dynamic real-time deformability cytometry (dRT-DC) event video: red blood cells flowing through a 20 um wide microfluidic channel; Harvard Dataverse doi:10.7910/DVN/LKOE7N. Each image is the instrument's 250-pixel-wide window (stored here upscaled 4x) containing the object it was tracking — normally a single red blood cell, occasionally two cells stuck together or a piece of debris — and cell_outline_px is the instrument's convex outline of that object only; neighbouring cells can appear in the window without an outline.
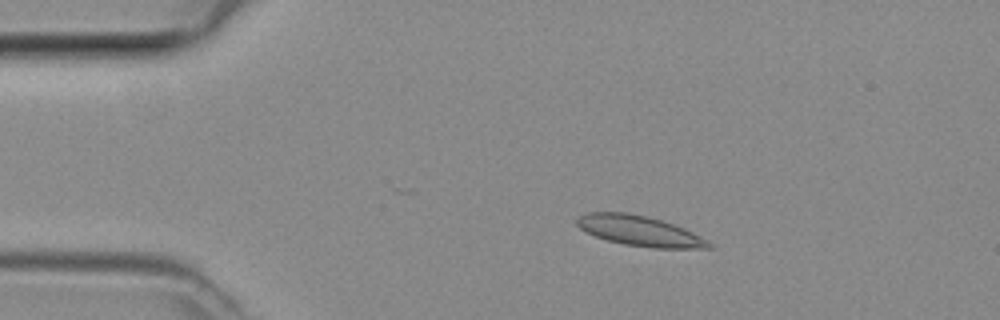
{"species": "common noctule bat (a hibernating species)", "species_latin": "Nyctalus noctula", "temperature_condition": "room temperature", "stored_images_in_passage": 4, "camera_frame_rate_fps": 3000, "um_per_image_px": 0.085, "animal": {"sex": "female", "body_mass_g": 29.2, "forearm_length_mm": 56.3}, "frame": {"image": 1, "passage_image": 2, "time_ms": 0.333, "image_size_px": [1000, 320], "cell_outline_px": [[716, 248], [652, 248], [624, 244], [608, 240], [584, 232], [576, 224], [576, 216], [588, 212], [628, 212], [660, 220], [684, 228], [708, 240]], "centroid_in_image_um": [54.34, 19.62], "position_along_channel_um": 30.7, "area_um2": 23.24}}
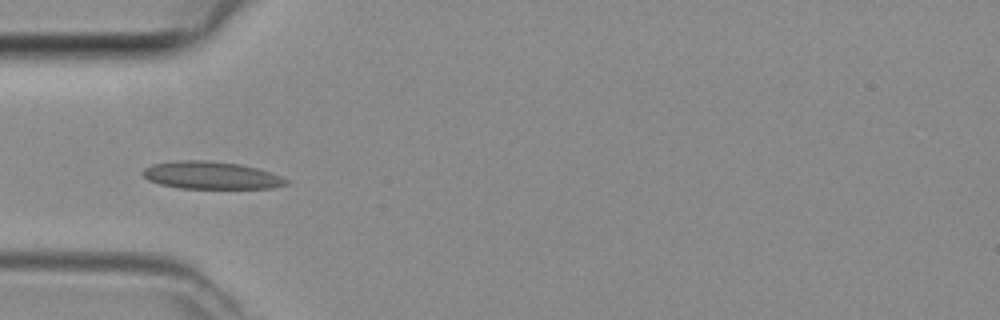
{"frame": {"image": 2, "passage_image": 3, "time_ms": 0.667, "image_size_px": [1000, 320], "cell_outline_px": [[288, 184], [272, 188], [180, 188], [160, 184], [148, 180], [140, 172], [144, 168], [152, 164], [172, 160], [208, 160], [240, 164], [256, 168], [280, 176], [288, 180]], "centroid_in_image_um": [17.89, 14.89], "position_along_channel_um": 67.1, "area_um2": 23.0}}
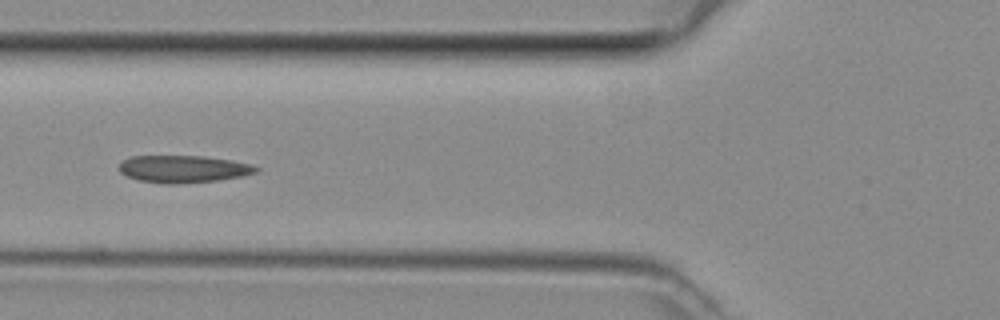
{"frame": {"image": 3, "passage_image": 4, "time_ms": 1.0, "image_size_px": [1000, 320], "cell_outline_px": [[260, 168], [256, 172], [240, 176], [216, 180], [172, 184], [164, 184], [140, 180], [128, 176], [120, 172], [120, 164], [124, 160], [132, 156], [204, 156], [252, 164]], "centroid_in_image_um": [15.58, 14.36], "position_along_channel_um": 110.2, "area_um2": 21.39}}